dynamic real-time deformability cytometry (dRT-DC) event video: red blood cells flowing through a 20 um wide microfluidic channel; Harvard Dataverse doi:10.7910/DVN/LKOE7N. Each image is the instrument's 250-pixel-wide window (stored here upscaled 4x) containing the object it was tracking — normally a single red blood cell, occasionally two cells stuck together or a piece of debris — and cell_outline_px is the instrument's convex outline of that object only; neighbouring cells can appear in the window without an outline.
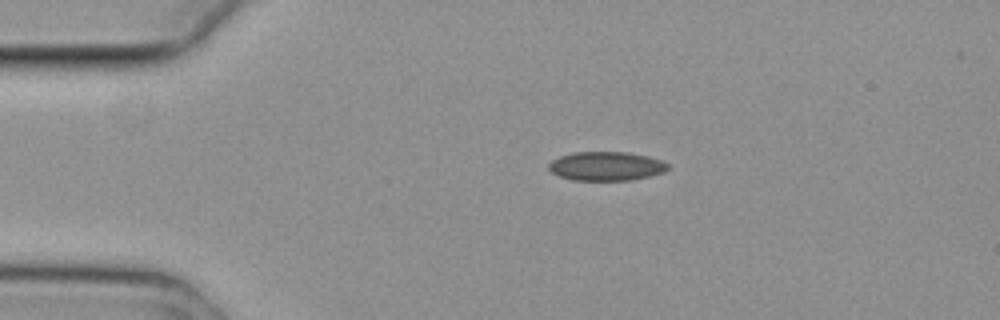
{"species": "common noctule bat (a hibernating species)", "species_latin": "Nyctalus noctula", "temperature_condition": "cold", "stored_images_in_passage": 45, "camera_frame_rate_fps": 3000, "um_per_image_px": 0.085, "animal": {"sex": "female", "body_mass_g": 29.2, "forearm_length_mm": 56.3}, "frame": {"image": 1, "passage_image": 1, "time_ms": 0.0, "image_size_px": [1000, 320], "cell_outline_px": [[668, 168], [664, 172], [632, 180], [572, 180], [560, 176], [552, 172], [548, 168], [548, 164], [552, 160], [560, 156], [572, 152], [628, 152], [648, 156], [660, 160], [668, 164]], "centroid_in_image_um": [51.51, 14.12], "position_along_channel_um": 33.5, "area_um2": 20.06}}
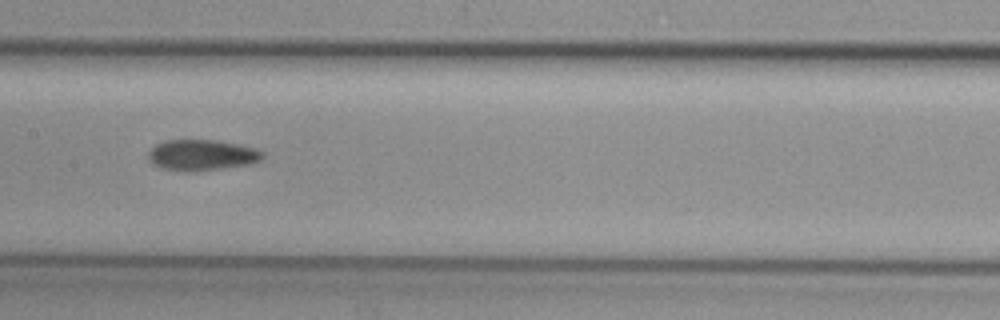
{"frame": {"image": 2, "passage_image": 17, "time_ms": 5.333, "image_size_px": [1000, 320], "cell_outline_px": [[264, 156], [260, 160], [252, 164], [192, 172], [160, 168], [152, 164], [148, 160], [148, 152], [156, 144], [164, 140], [216, 140], [236, 144], [252, 148], [264, 152]], "centroid_in_image_um": [17.12, 13.19], "position_along_channel_um": 190.3, "area_um2": 20.58}}
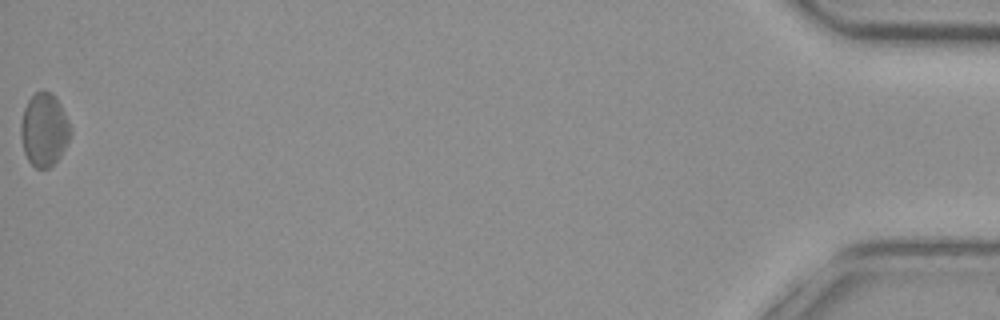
{"frame": {"image": 3, "passage_image": 45, "time_ms": 14.667, "image_size_px": [1000, 320], "cell_outline_px": [[72, 132], [68, 140], [56, 160], [48, 168], [36, 168], [28, 160], [24, 152], [20, 136], [20, 124], [24, 108], [28, 100], [36, 92], [44, 88], [52, 92], [56, 96], [72, 128]], "centroid_in_image_um": [3.74, 10.97], "position_along_channel_um": 431.5, "area_um2": 21.15}, "authors_computed_cell_mechanics": {"area_um2": 20.4034, "velocity_mm_per_s": 3.7289, "shape_relaxation_time_tau1_ms": 9.3145, "shape_relaxation_time_tau2_ms": 9.5408, "deformation_change_tau1": 0.0909, "deformation_change_tau2": 0.1456}}